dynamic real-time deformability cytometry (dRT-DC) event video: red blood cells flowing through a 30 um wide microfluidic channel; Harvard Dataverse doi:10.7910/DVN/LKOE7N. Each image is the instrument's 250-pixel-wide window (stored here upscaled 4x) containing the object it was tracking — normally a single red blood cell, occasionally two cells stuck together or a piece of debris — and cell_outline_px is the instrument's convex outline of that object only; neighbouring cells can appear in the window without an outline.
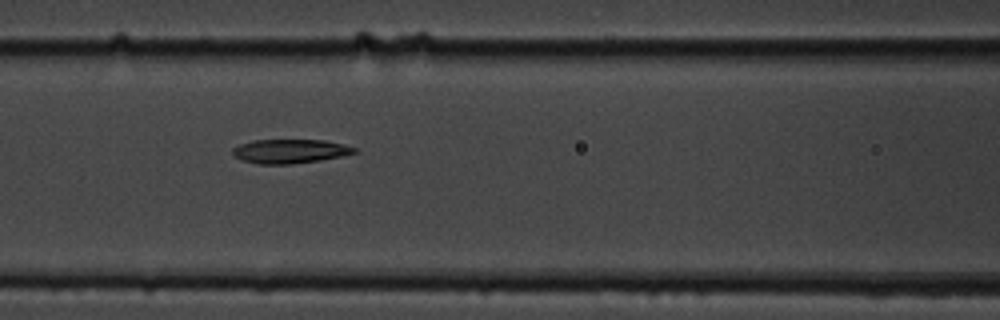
{"species": "common noctule bat (a hibernating species)", "species_latin": "Nyctalus noctula", "temperature_condition": "cold", "stored_images_in_passage": 6, "camera_frame_rate_fps": 3000, "um_per_image_px": 0.085, "animal": {"sex": "male", "body_mass_g": 19.5, "forearm_length_mm": 54.6}, "frame": {"image": 1, "passage_image": 3, "time_ms": 2.333, "image_size_px": [1000, 320], "cell_outline_px": [[356, 152], [340, 156], [320, 160], [292, 164], [260, 164], [244, 160], [236, 156], [232, 152], [232, 148], [240, 144], [252, 140], [324, 140], [344, 144], [356, 148]], "centroid_in_image_um": [24.65, 12.84], "position_along_channel_um": 142.0, "area_um2": 16.88}}
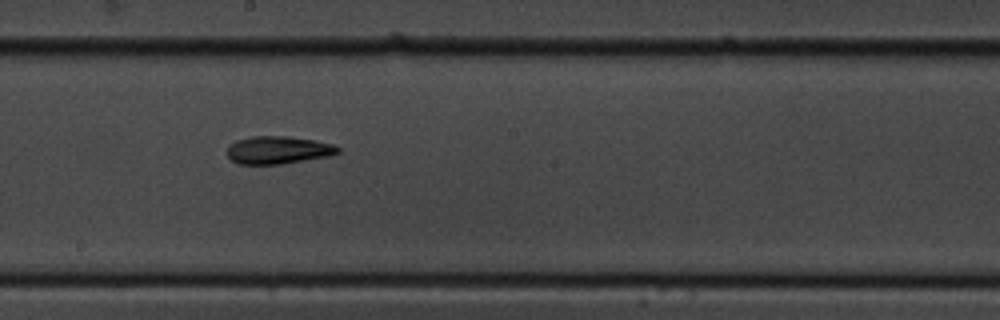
{"frame": {"image": 2, "passage_image": 5, "time_ms": 4.667, "image_size_px": [1000, 320], "cell_outline_px": [[340, 152], [328, 156], [280, 164], [240, 164], [232, 160], [228, 156], [228, 144], [236, 140], [252, 136], [288, 136], [316, 140], [332, 144], [340, 148]], "centroid_in_image_um": [23.63, 12.74], "position_along_channel_um": 224.6, "area_um2": 17.86}}
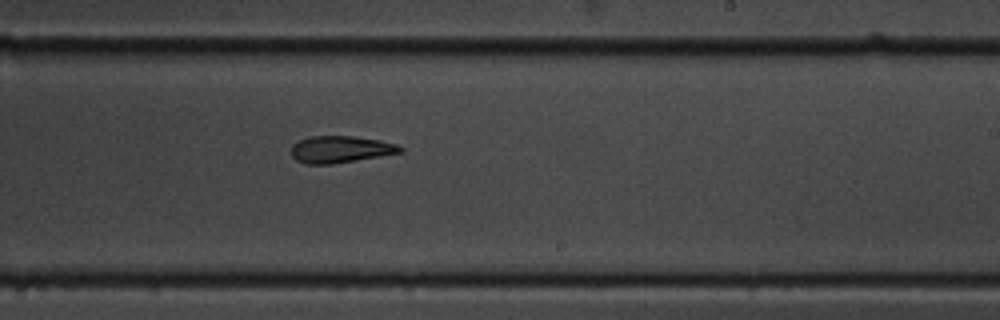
{"frame": {"image": 3, "passage_image": 6, "time_ms": 5.667, "image_size_px": [1000, 320], "cell_outline_px": [[404, 152], [332, 164], [304, 164], [296, 160], [292, 156], [292, 144], [308, 136], [356, 136], [380, 140], [396, 144], [404, 148]], "centroid_in_image_um": [28.95, 12.69], "position_along_channel_um": 260.1, "area_um2": 17.17}}